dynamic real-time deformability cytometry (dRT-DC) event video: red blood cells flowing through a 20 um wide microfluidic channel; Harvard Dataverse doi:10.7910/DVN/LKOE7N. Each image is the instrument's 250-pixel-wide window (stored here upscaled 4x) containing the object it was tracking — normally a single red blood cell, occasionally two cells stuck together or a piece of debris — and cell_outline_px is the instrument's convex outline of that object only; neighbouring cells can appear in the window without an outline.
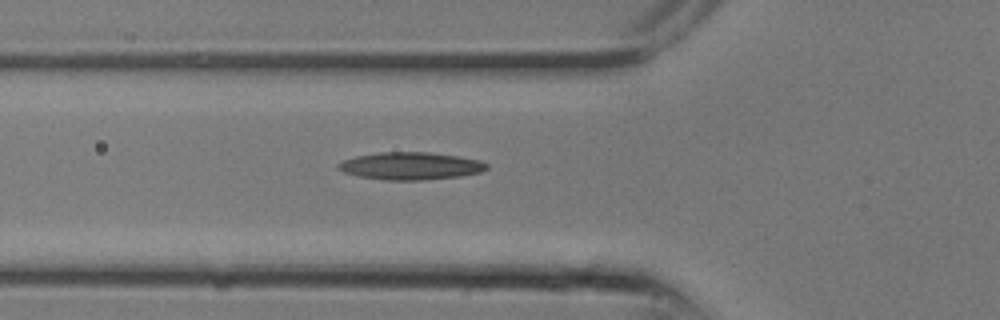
{"species": "common noctule bat (a hibernating species)", "species_latin": "Nyctalus noctula", "temperature_condition": "room temperature", "stored_images_in_passage": 10, "segment_of_instrument_passage": [1, 2], "camera_frame_rate_fps": 3000, "um_per_image_px": 0.085, "animal": {"sex": "male", "body_mass_g": 13.3}, "frame": {"image": 1, "passage_image": 9, "time_ms": 2.667, "image_size_px": [1000, 320], "cell_outline_px": [[488, 168], [480, 172], [460, 176], [420, 180], [384, 180], [360, 176], [344, 172], [336, 168], [336, 164], [344, 160], [356, 156], [380, 152], [428, 152], [460, 156], [480, 160], [488, 164]], "centroid_in_image_um": [34.9, 14.1], "position_along_channel_um": 90.9, "area_um2": 23.76}}